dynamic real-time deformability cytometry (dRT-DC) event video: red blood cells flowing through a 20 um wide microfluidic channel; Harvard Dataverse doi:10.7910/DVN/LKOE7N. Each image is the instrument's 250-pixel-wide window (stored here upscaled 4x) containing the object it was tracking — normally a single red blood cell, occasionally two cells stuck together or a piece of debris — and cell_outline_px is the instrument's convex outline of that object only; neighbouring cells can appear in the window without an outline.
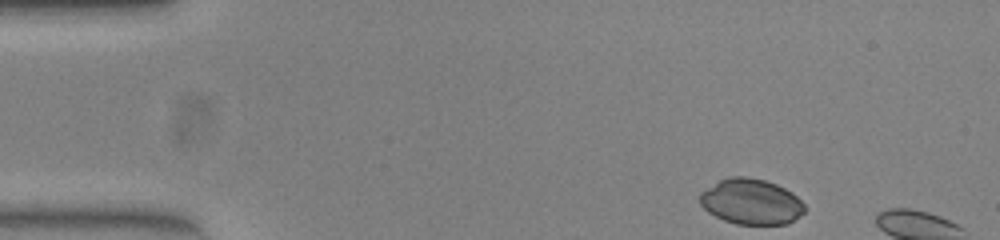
{"species": "common noctule bat (a hibernating species)", "species_latin": "Nyctalus noctula", "temperature_condition": "warm", "stored_images_in_passage": 5, "camera_frame_rate_fps": 3000, "um_per_image_px": 0.085, "animal": {"sex": "female", "body_mass_g": 23.0, "forearm_length_mm": 53.4}, "frame": {"image": 1, "passage_image": 1, "time_ms": 0.0, "image_size_px": [1000, 240], "cell_outline_px": [[808, 208], [800, 216], [788, 224], [736, 224], [724, 220], [708, 212], [700, 204], [700, 192], [720, 180], [728, 176], [748, 176], [764, 180], [776, 184], [792, 192]], "centroid_in_image_um": [63.86, 17.14], "position_along_channel_um": 21.1, "area_um2": 27.92}}